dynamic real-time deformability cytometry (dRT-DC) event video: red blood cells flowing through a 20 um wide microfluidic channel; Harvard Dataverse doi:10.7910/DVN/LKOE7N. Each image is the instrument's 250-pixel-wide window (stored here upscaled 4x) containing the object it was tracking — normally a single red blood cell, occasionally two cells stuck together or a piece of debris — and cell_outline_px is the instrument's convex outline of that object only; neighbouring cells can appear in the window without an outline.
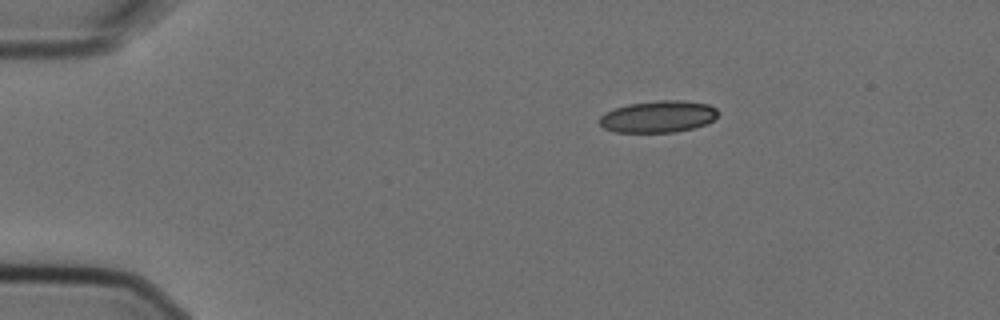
{"species": "Egyptian fruit bat (a non-hibernating species)", "species_latin": "Rousettus aegyptiacus", "temperature_condition": "cold", "stored_images_in_passage": 3, "camera_frame_rate_fps": 3000, "um_per_image_px": 0.085, "animal": {"sex": "female"}, "frame": {"image": 1, "passage_image": 1, "time_ms": 0.0, "image_size_px": [1000, 320], "cell_outline_px": [[716, 116], [712, 120], [704, 124], [692, 128], [676, 132], [616, 132], [604, 128], [600, 124], [600, 116], [616, 108], [628, 104], [656, 100], [680, 100], [708, 104], [716, 108]], "centroid_in_image_um": [55.94, 9.91], "position_along_channel_um": 29.1, "area_um2": 21.68}}